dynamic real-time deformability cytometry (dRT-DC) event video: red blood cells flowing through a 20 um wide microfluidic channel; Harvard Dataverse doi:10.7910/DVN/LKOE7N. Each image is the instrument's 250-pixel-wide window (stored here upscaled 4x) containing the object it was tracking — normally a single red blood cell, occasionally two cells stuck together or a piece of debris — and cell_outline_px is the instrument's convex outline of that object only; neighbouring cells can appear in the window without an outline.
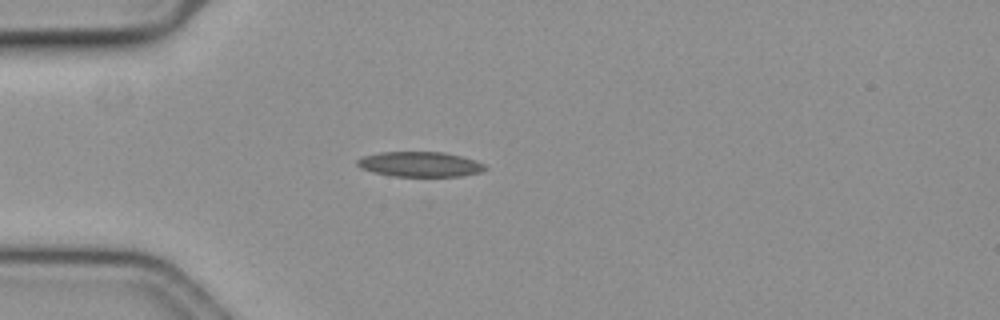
{"species": "common noctule bat (a hibernating species)", "species_latin": "Nyctalus noctula", "temperature_condition": "cold", "stored_images_in_passage": 48, "camera_frame_rate_fps": 3000, "um_per_image_px": 0.085, "animal": {"sex": "female", "body_mass_g": 19.3, "forearm_length_mm": 54.1}, "frame": {"image": 1, "passage_image": 10, "time_ms": 3.0, "image_size_px": [1000, 320], "cell_outline_px": [[488, 168], [480, 172], [460, 176], [392, 176], [372, 172], [360, 168], [356, 164], [356, 160], [364, 156], [380, 152], [444, 152], [460, 156], [484, 164]], "centroid_in_image_um": [35.65, 13.96], "position_along_channel_um": 49.3, "area_um2": 18.55}}
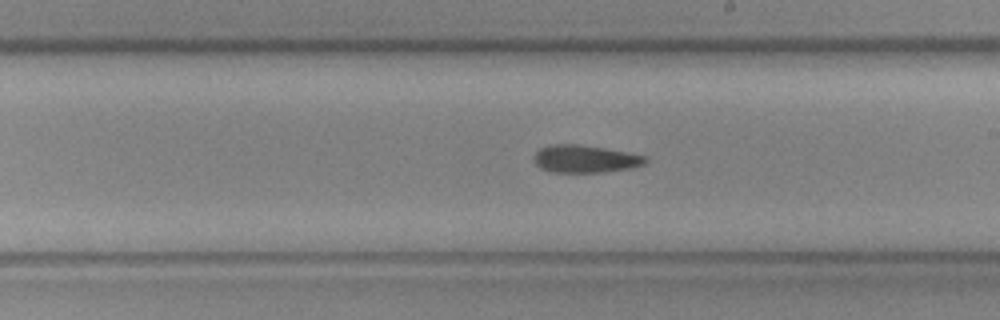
{"frame": {"image": 2, "passage_image": 27, "time_ms": 8.667, "image_size_px": [1000, 320], "cell_outline_px": [[648, 160], [644, 164], [632, 168], [604, 172], [552, 172], [540, 168], [532, 160], [532, 156], [540, 148], [552, 144], [580, 144], [604, 148], [644, 156]], "centroid_in_image_um": [49.68, 13.51], "position_along_channel_um": 239.3, "area_um2": 17.92}}
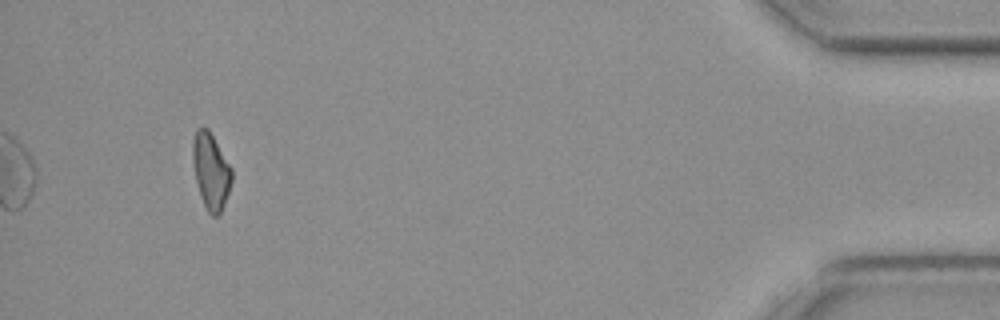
{"frame": {"image": 3, "passage_image": 48, "time_ms": 15.667, "image_size_px": [1000, 320], "cell_outline_px": [[232, 180], [220, 216], [212, 216], [208, 212], [204, 204], [196, 180], [192, 160], [192, 140], [196, 128], [208, 128], [232, 168]], "centroid_in_image_um": [17.92, 14.53], "position_along_channel_um": 417.3, "area_um2": 17.22}, "authors_computed_cell_mechanics": {"area_um2": 18.5538, "velocity_mm_per_s": 3.6068, "shape_relaxation_time_tau1_ms": null, "shape_relaxation_time_tau2_ms": 7.0565, "deformation_change_tau1": null, "deformation_change_tau2": 0.1507}}